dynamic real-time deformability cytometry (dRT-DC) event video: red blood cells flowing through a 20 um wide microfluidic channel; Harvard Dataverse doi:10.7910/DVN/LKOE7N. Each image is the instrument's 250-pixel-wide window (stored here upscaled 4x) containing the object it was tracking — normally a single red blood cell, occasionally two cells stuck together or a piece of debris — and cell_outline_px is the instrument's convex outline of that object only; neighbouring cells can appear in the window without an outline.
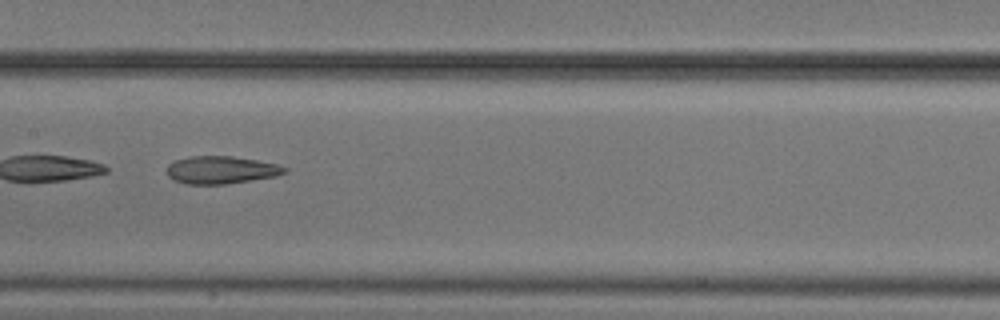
{"species": "common noctule bat (a hibernating species)", "species_latin": "Nyctalus noctula", "temperature_condition": "cold", "stored_images_in_passage": 37, "camera_frame_rate_fps": 3000, "um_per_image_px": 0.085, "animal": {"sex": "male", "body_mass_g": 20.5, "forearm_length_mm": 52.5}, "frame": {"image": 1, "passage_image": 16, "time_ms": 5.0, "image_size_px": [1000, 320], "cell_outline_px": [[288, 172], [276, 176], [224, 184], [184, 184], [168, 176], [168, 164], [172, 160], [192, 156], [232, 156], [256, 160], [276, 164], [288, 168]], "centroid_in_image_um": [18.79, 14.44], "position_along_channel_um": 188.6, "area_um2": 18.9}}
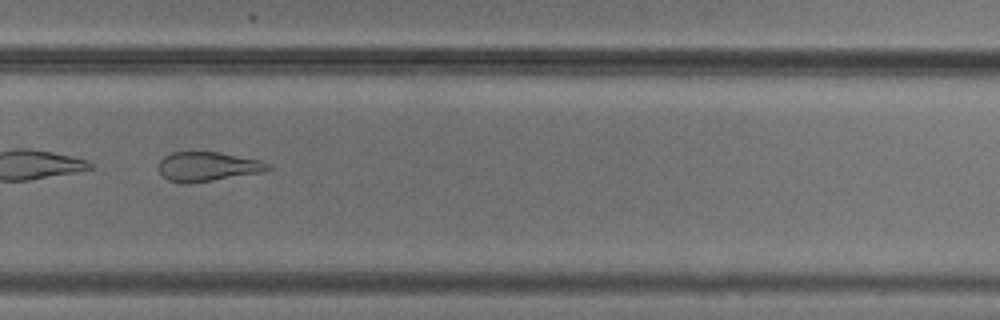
{"frame": {"image": 2, "passage_image": 26, "time_ms": 8.333, "image_size_px": [1000, 320], "cell_outline_px": [[272, 168], [260, 172], [212, 180], [184, 184], [168, 180], [160, 172], [160, 160], [164, 156], [172, 152], [220, 152], [260, 160], [268, 164]], "centroid_in_image_um": [17.63, 14.15], "position_along_channel_um": 312.2, "area_um2": 18.38}}
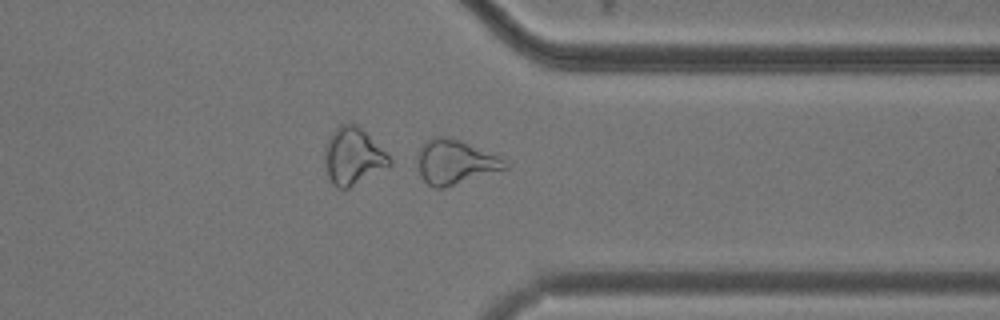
{"frame": {"image": 3, "passage_image": 31, "time_ms": 10.0, "image_size_px": [1000, 320], "cell_outline_px": [[508, 168], [444, 188], [436, 188], [428, 184], [420, 176], [416, 160], [416, 156], [420, 148], [428, 140], [436, 136], [444, 136], [460, 140], [496, 156], [504, 160], [508, 164]], "centroid_in_image_um": [38.63, 13.79], "position_along_channel_um": 372.8, "area_um2": 22.37}}